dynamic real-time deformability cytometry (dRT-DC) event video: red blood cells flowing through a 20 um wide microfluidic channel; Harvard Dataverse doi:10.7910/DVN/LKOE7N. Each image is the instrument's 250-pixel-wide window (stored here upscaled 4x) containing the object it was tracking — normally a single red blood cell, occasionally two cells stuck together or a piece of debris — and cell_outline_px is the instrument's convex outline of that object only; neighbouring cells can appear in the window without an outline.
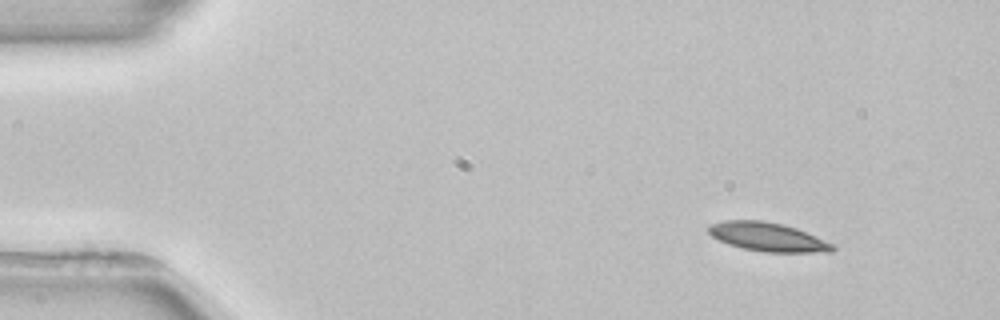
{"species": "common noctule bat (a hibernating species)", "species_latin": "Nyctalus noctula", "temperature_condition": "room temperature", "stored_images_in_passage": 3, "camera_frame_rate_fps": 3000, "um_per_image_px": 0.085, "animal": {"sex": "female", "body_mass_g": 22.7, "forearm_length_mm": 54.2}, "frame": {"image": 1, "passage_image": 1, "time_ms": 0.0, "image_size_px": [1000, 320], "cell_outline_px": [[836, 248], [832, 252], [764, 252], [744, 248], [728, 244], [712, 236], [708, 232], [708, 228], [712, 224], [724, 220], [760, 220], [784, 224], [796, 228], [836, 244]], "centroid_in_image_um": [65.31, 20.14], "position_along_channel_um": 19.7, "area_um2": 20.81}}